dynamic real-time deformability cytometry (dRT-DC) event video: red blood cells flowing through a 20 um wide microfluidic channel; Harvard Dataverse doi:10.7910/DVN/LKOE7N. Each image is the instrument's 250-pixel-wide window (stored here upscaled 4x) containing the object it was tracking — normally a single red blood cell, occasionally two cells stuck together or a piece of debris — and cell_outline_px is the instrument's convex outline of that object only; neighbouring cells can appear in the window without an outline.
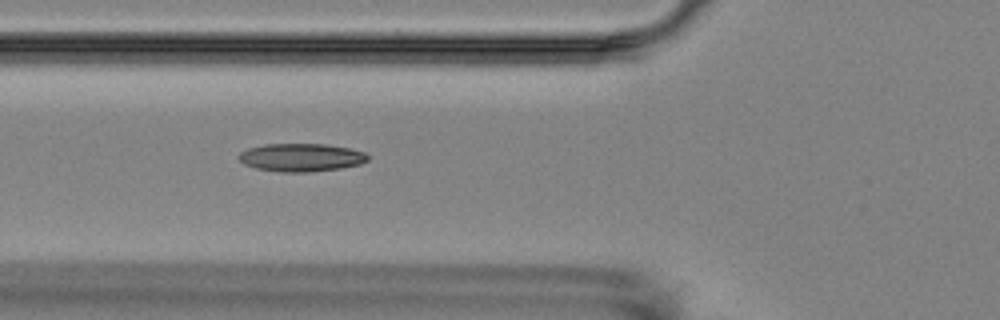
{"species": "Egyptian fruit bat (a non-hibernating species)", "species_latin": "Rousettus aegyptiacus", "temperature_condition": "room temperature", "stored_images_in_passage": 2, "camera_frame_rate_fps": 3000, "um_per_image_px": 0.085, "animal": {"sex": "female"}, "frame": {"image": 1, "passage_image": 2, "time_ms": 1.0, "image_size_px": [1000, 320], "cell_outline_px": [[368, 160], [360, 164], [340, 168], [308, 172], [280, 172], [256, 168], [244, 164], [236, 156], [240, 152], [248, 148], [264, 144], [328, 144], [348, 148], [364, 152], [368, 156]], "centroid_in_image_um": [25.57, 13.38], "position_along_channel_um": 100.2, "area_um2": 21.1}}